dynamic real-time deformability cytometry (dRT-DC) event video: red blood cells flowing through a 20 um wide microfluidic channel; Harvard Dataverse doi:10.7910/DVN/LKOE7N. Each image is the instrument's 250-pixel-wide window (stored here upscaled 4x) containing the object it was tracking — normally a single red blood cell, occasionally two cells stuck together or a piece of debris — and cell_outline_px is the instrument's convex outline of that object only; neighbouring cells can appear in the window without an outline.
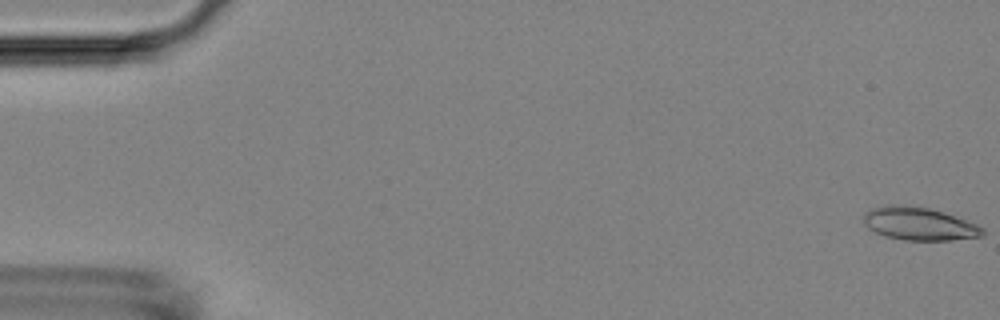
{"species": "Egyptian fruit bat (a non-hibernating species)", "species_latin": "Rousettus aegyptiacus", "temperature_condition": "room temperature", "stored_images_in_passage": 47, "camera_frame_rate_fps": 3000, "um_per_image_px": 0.085, "animal": {"sex": "female"}, "frame": {"image": 1, "passage_image": 1, "time_ms": 0.0, "image_size_px": [1000, 320], "cell_outline_px": [[984, 236], [952, 240], [904, 240], [884, 236], [868, 228], [864, 224], [864, 212], [872, 208], [888, 204], [892, 204], [928, 208], [944, 212], [976, 224], [984, 228]], "centroid_in_image_um": [78.12, 19.02], "position_along_channel_um": 6.9, "area_um2": 22.83}}
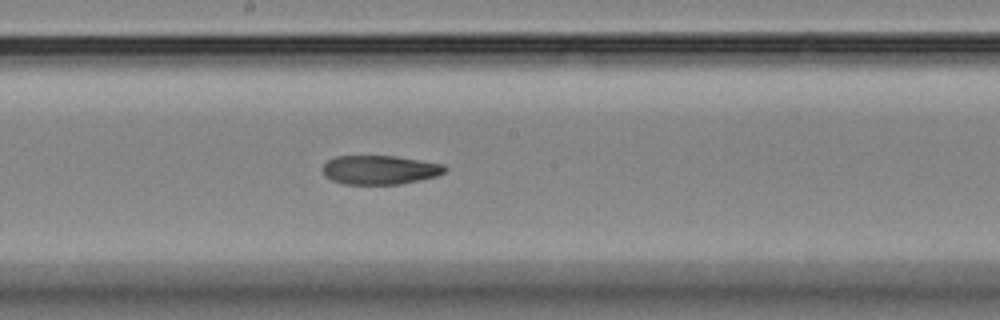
{"frame": {"image": 2, "passage_image": 29, "time_ms": 9.333, "image_size_px": [1000, 320], "cell_outline_px": [[448, 168], [444, 172], [436, 176], [420, 180], [400, 184], [344, 184], [332, 180], [324, 176], [320, 168], [328, 160], [336, 156], [396, 156], [444, 164]], "centroid_in_image_um": [32.26, 14.44], "position_along_channel_um": 215.9, "area_um2": 20.81}}
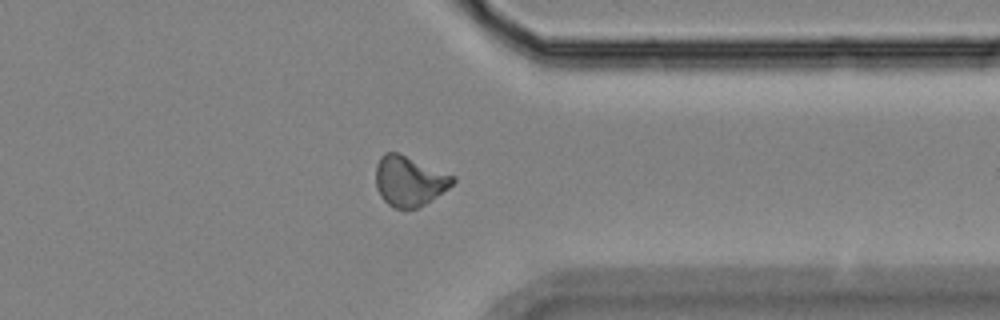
{"frame": {"image": 3, "passage_image": 42, "time_ms": 13.667, "image_size_px": [1000, 320], "cell_outline_px": [[456, 180], [448, 188], [432, 200], [420, 208], [392, 208], [380, 196], [376, 188], [376, 164], [380, 156], [384, 152], [400, 152], [456, 176]], "centroid_in_image_um": [34.79, 15.37], "position_along_channel_um": 376.6, "area_um2": 22.89}, "authors_computed_cell_mechanics": {"area_um2": 21.8484, "velocity_mm_per_s": 3.7961, "shape_relaxation_time_tau1_ms": null, "shape_relaxation_time_tau2_ms": 5.4358, "deformation_change_tau1": null, "deformation_change_tau2": 0.0998}}